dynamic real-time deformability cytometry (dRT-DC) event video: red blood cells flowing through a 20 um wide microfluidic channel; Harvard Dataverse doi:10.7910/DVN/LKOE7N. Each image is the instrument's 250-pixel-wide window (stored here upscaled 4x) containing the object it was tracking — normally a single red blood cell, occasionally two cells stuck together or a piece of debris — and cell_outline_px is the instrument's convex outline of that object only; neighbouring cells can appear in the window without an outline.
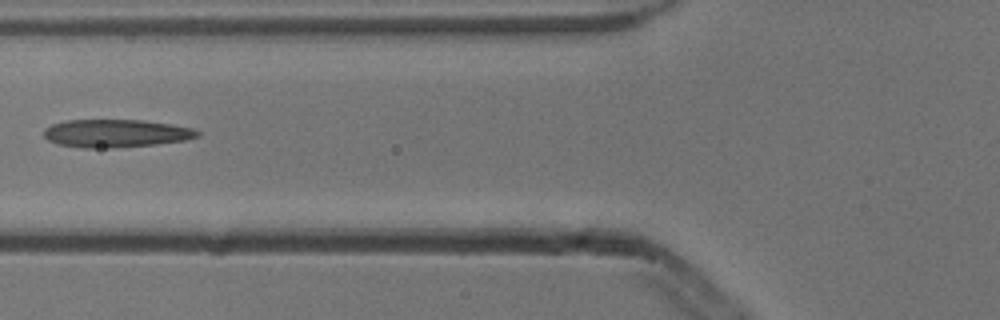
{"species": "common noctule bat (a hibernating species)", "species_latin": "Nyctalus noctula", "temperature_condition": "cold", "stored_images_in_passage": 6, "camera_frame_rate_fps": 3000, "um_per_image_px": 0.085, "animal": {"sex": "male", "body_mass_g": 13.3}, "frame": {"image": 1, "passage_image": 6, "time_ms": 1.667, "image_size_px": [1000, 320], "cell_outline_px": [[200, 136], [184, 140], [152, 144], [116, 148], [84, 148], [56, 144], [48, 140], [44, 136], [44, 128], [52, 124], [64, 120], [144, 120], [172, 124], [192, 128], [200, 132]], "centroid_in_image_um": [9.82, 11.33], "position_along_channel_um": 116.0, "area_um2": 25.09}}